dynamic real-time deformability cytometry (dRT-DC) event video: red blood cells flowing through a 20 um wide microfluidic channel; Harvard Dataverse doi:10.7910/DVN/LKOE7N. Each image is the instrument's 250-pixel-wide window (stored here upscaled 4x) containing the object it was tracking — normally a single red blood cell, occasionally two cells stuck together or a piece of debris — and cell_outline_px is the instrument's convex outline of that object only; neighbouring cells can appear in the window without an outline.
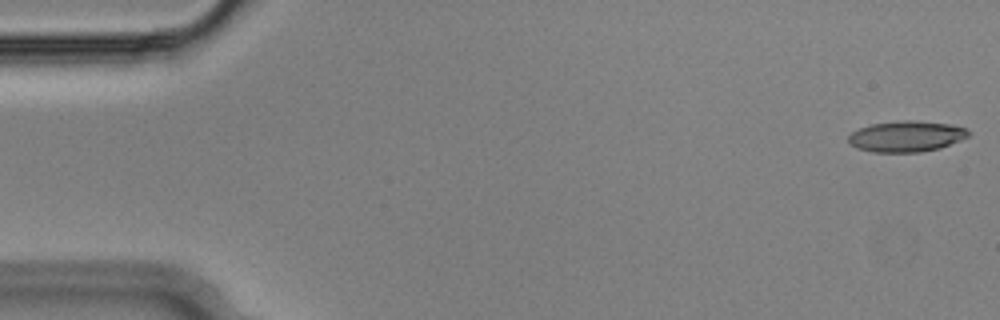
{"species": "Egyptian fruit bat (a non-hibernating species)", "species_latin": "Rousettus aegyptiacus", "temperature_condition": "cold", "stored_images_in_passage": 54, "camera_frame_rate_fps": 3000, "um_per_image_px": 0.085, "animal": {"sex": "male"}, "frame": {"image": 1, "passage_image": 1, "time_ms": 0.0, "image_size_px": [1000, 320], "cell_outline_px": [[972, 132], [968, 136], [960, 140], [940, 148], [920, 152], [872, 152], [856, 148], [848, 140], [848, 136], [852, 132], [860, 128], [872, 124], [904, 120], [908, 120], [948, 124], [964, 128]], "centroid_in_image_um": [77.03, 11.6], "position_along_channel_um": 8.0, "area_um2": 21.39}}
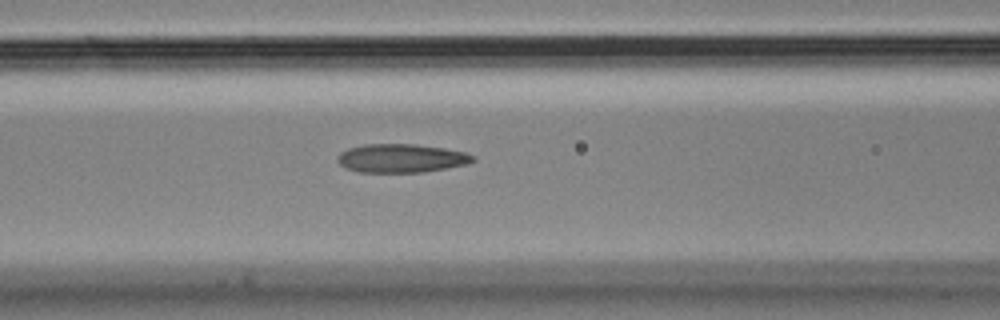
{"frame": {"image": 2, "passage_image": 22, "time_ms": 7.0, "image_size_px": [1000, 320], "cell_outline_px": [[476, 160], [468, 164], [424, 172], [360, 172], [348, 168], [340, 164], [336, 160], [336, 156], [340, 152], [348, 148], [364, 144], [416, 144], [444, 148], [464, 152], [476, 156]], "centroid_in_image_um": [34.12, 13.44], "position_along_channel_um": 132.5, "area_um2": 22.66}}
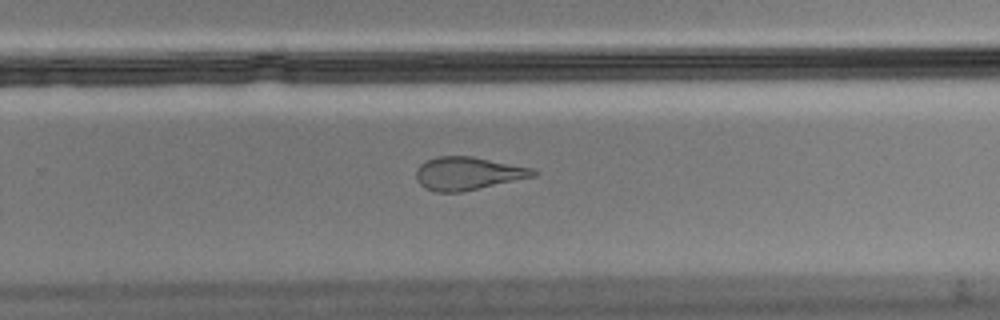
{"frame": {"image": 3, "passage_image": 35, "time_ms": 11.333, "image_size_px": [1000, 320], "cell_outline_px": [[536, 176], [460, 192], [436, 192], [424, 188], [416, 180], [416, 168], [420, 164], [436, 156], [472, 156], [532, 168], [536, 172]], "centroid_in_image_um": [39.72, 14.74], "position_along_channel_um": 290.1, "area_um2": 22.43}, "authors_computed_cell_mechanics": {"area_um2": 22.8021, "velocity_mm_per_s": 3.6425, "shape_relaxation_time_tau1_ms": null, "shape_relaxation_time_tau2_ms": 2.2685, "deformation_change_tau1": null, "deformation_change_tau2": 0.1218}}